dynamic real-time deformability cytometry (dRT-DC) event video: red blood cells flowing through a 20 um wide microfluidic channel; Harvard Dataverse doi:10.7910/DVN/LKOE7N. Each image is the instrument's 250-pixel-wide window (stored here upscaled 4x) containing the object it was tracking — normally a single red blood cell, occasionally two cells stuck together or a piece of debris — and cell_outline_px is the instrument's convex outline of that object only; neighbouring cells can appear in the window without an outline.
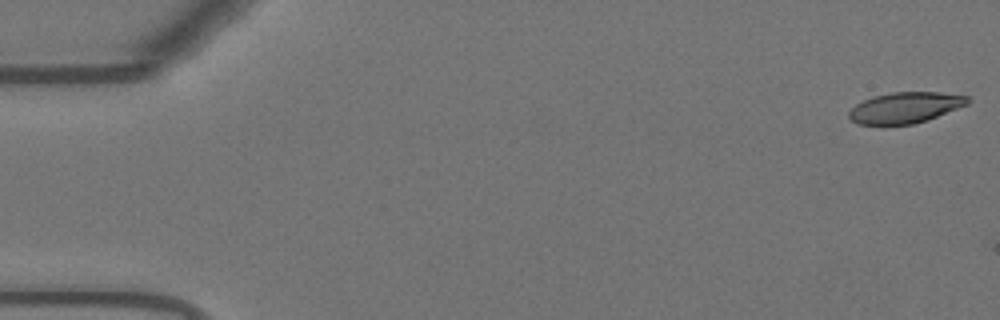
{"species": "Egyptian fruit bat (a non-hibernating species)", "species_latin": "Rousettus aegyptiacus", "temperature_condition": "warm", "stored_images_in_passage": 54, "camera_frame_rate_fps": 3000, "um_per_image_px": 0.085, "animal": {"sex": "female"}, "frame": {"image": 1, "passage_image": 1, "time_ms": 0.0, "image_size_px": [1000, 320], "cell_outline_px": [[972, 100], [968, 104], [936, 116], [912, 124], [856, 124], [848, 116], [848, 112], [856, 104], [872, 96], [892, 92], [940, 92], [968, 96]], "centroid_in_image_um": [76.93, 9.13], "position_along_channel_um": 8.1, "area_um2": 21.15}}
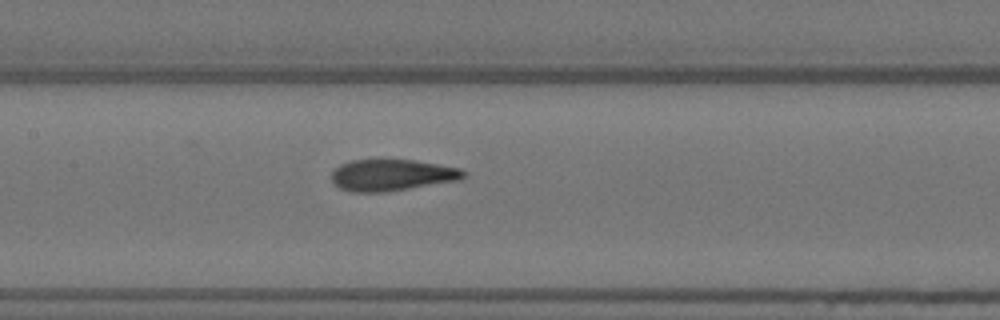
{"frame": {"image": 2, "passage_image": 26, "time_ms": 8.333, "image_size_px": [1000, 320], "cell_outline_px": [[464, 176], [460, 180], [388, 192], [352, 192], [340, 188], [332, 180], [332, 172], [340, 164], [352, 160], [412, 160], [460, 168], [464, 172]], "centroid_in_image_um": [33.3, 14.89], "position_along_channel_um": 174.1, "area_um2": 24.04}}
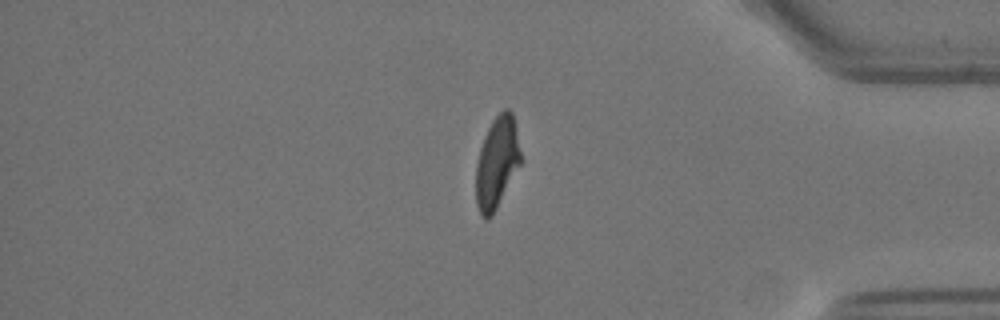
{"frame": {"image": 3, "passage_image": 46, "time_ms": 15.0, "image_size_px": [1000, 320], "cell_outline_px": [[524, 160], [492, 216], [488, 220], [484, 220], [480, 216], [476, 204], [476, 164], [480, 148], [484, 136], [492, 120], [504, 108], [508, 108], [512, 112]], "centroid_in_image_um": [42.26, 13.84], "position_along_channel_um": 392.9, "area_um2": 24.51}, "authors_computed_cell_mechanics": {"area_um2": 24.3916, "velocity_mm_per_s": 3.682, "shape_relaxation_time_tau1_ms": 5.1674, "shape_relaxation_time_tau2_ms": 1.225, "deformation_change_tau1": 0.2155, "deformation_change_tau2": 0.0907}}